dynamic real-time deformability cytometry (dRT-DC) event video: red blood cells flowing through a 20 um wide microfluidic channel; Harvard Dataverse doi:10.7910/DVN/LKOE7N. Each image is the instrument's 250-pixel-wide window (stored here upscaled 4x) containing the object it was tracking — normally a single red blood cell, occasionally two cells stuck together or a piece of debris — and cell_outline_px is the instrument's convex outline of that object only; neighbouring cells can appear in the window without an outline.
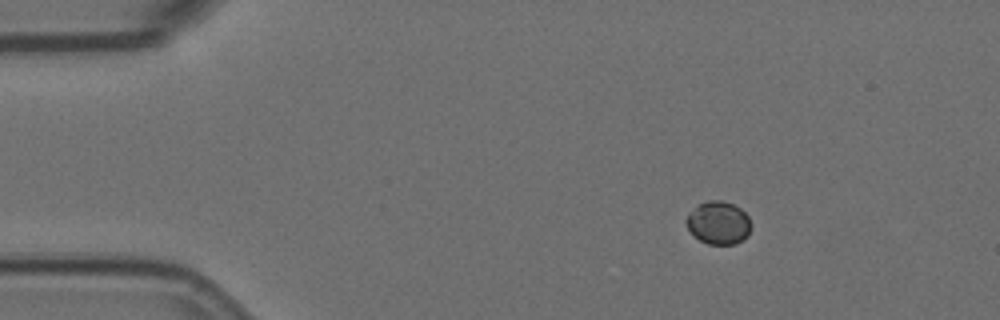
{"species": "Egyptian fruit bat (a non-hibernating species)", "species_latin": "Rousettus aegyptiacus", "temperature_condition": "room temperature", "stored_images_in_passage": 9, "camera_frame_rate_fps": 3000, "um_per_image_px": 0.085, "animal": {"sex": "female"}, "frame": {"image": 1, "passage_image": 1, "time_ms": 0.0, "image_size_px": [1000, 320], "cell_outline_px": [[752, 228], [748, 236], [744, 240], [736, 244], [708, 244], [700, 240], [688, 228], [684, 220], [688, 212], [696, 204], [708, 200], [724, 200], [740, 208], [748, 216], [752, 224]], "centroid_in_image_um": [61.08, 18.92], "position_along_channel_um": 23.9, "area_um2": 16.59}}
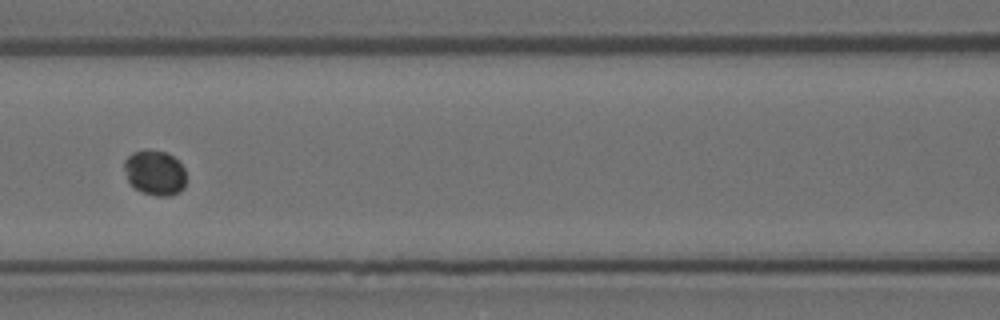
{"frame": {"image": 2, "passage_image": 6, "time_ms": 1.667, "image_size_px": [1000, 320], "cell_outline_px": [[184, 188], [180, 192], [168, 196], [156, 196], [144, 192], [136, 188], [128, 180], [124, 168], [124, 160], [132, 152], [144, 148], [148, 148], [164, 152], [172, 156], [184, 168]], "centroid_in_image_um": [13.14, 14.65], "position_along_channel_um": 153.5, "area_um2": 16.18}}
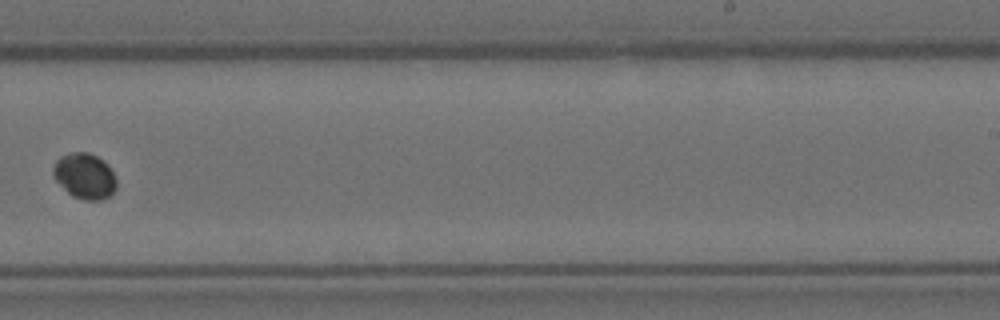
{"frame": {"image": 3, "passage_image": 9, "time_ms": 2.667, "image_size_px": [1000, 320], "cell_outline_px": [[116, 188], [112, 196], [104, 200], [84, 200], [72, 196], [52, 176], [52, 168], [56, 160], [60, 156], [68, 152], [88, 152], [96, 156], [108, 164], [116, 176]], "centroid_in_image_um": [7.21, 14.96], "position_along_channel_um": 281.8, "area_um2": 17.17}}